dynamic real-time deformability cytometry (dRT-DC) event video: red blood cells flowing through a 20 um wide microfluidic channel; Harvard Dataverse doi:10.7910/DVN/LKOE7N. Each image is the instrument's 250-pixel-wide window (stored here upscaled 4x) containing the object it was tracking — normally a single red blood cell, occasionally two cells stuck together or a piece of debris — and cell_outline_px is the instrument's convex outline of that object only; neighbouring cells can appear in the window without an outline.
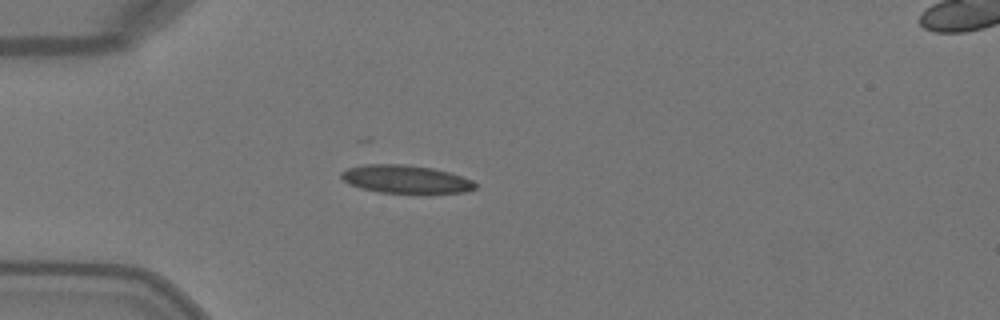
{"species": "Egyptian fruit bat (a non-hibernating species)", "species_latin": "Rousettus aegyptiacus", "temperature_condition": "warm", "stored_images_in_passage": 37, "camera_frame_rate_fps": 3000, "um_per_image_px": 0.085, "animal": {"sex": "female"}, "frame": {"image": 1, "passage_image": 1, "time_ms": 0.0, "image_size_px": [1000, 320], "cell_outline_px": [[476, 188], [464, 192], [428, 196], [380, 192], [360, 188], [348, 184], [340, 176], [340, 172], [348, 168], [364, 164], [404, 164], [432, 168], [448, 172], [472, 180], [476, 184]], "centroid_in_image_um": [34.51, 15.28], "position_along_channel_um": 50.5, "area_um2": 22.77}}
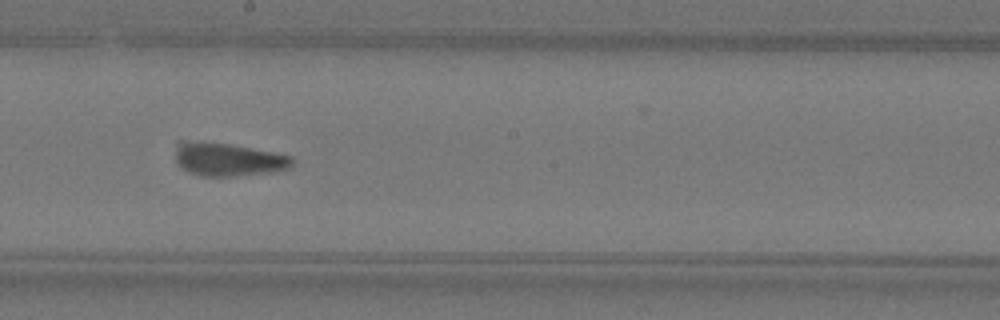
{"frame": {"image": 2, "passage_image": 15, "time_ms": 4.667, "image_size_px": [1000, 320], "cell_outline_px": [[296, 160], [292, 168], [272, 172], [232, 176], [200, 176], [176, 164], [176, 140], [184, 140], [228, 144], [272, 152], [292, 156]], "centroid_in_image_um": [19.4, 13.55], "position_along_channel_um": 228.8, "area_um2": 22.66}}
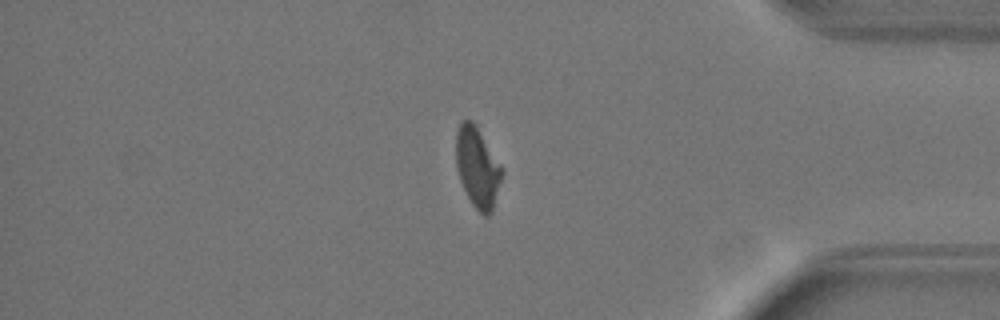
{"frame": {"image": 3, "passage_image": 29, "time_ms": 9.333, "image_size_px": [1000, 320], "cell_outline_px": [[504, 172], [492, 212], [488, 216], [484, 216], [472, 204], [460, 180], [456, 168], [456, 132], [460, 120], [472, 120], [476, 124], [504, 168]], "centroid_in_image_um": [40.6, 14.19], "position_along_channel_um": 394.6, "area_um2": 21.85}, "authors_computed_cell_mechanics": {"area_um2": 22.831, "velocity_mm_per_s": 4.0809, "shape_relaxation_time_tau1_ms": 8.2452, "shape_relaxation_time_tau2_ms": null, "deformation_change_tau1": 0.273, "deformation_change_tau2": null}}